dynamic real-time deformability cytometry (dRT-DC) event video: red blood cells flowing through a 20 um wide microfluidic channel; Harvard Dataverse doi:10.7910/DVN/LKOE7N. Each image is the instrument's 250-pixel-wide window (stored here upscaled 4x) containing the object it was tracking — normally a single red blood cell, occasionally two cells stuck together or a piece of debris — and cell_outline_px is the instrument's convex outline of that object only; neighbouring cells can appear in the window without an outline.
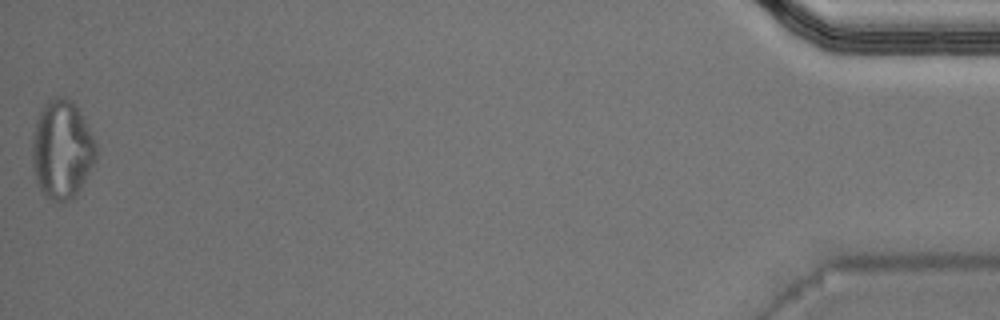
{"species": "Egyptian fruit bat (a non-hibernating species)", "species_latin": "Rousettus aegyptiacus", "temperature_condition": "warm", "stored_images_in_passage": 50, "camera_frame_rate_fps": 3000, "um_per_image_px": 0.085, "animal": {"sex": "male"}, "frame": {"image": 1, "passage_image": 50, "time_ms": 16.333, "image_size_px": [1000, 320], "cell_outline_px": [[96, 160], [84, 180], [76, 192], [68, 200], [52, 200], [44, 196], [36, 180], [32, 168], [32, 132], [36, 120], [44, 104], [48, 100], [56, 96], [60, 96], [72, 100], [80, 108], [96, 144]], "centroid_in_image_um": [5.24, 12.65], "position_along_channel_um": 430.0, "area_um2": 36.7}, "authors_computed_cell_mechanics": {"area_um2": 22.9755, "velocity_mm_per_s": 4.0692, "shape_relaxation_time_tau1_ms": null, "shape_relaxation_time_tau2_ms": 2.1104, "deformation_change_tau1": null, "deformation_change_tau2": 0.0928}}